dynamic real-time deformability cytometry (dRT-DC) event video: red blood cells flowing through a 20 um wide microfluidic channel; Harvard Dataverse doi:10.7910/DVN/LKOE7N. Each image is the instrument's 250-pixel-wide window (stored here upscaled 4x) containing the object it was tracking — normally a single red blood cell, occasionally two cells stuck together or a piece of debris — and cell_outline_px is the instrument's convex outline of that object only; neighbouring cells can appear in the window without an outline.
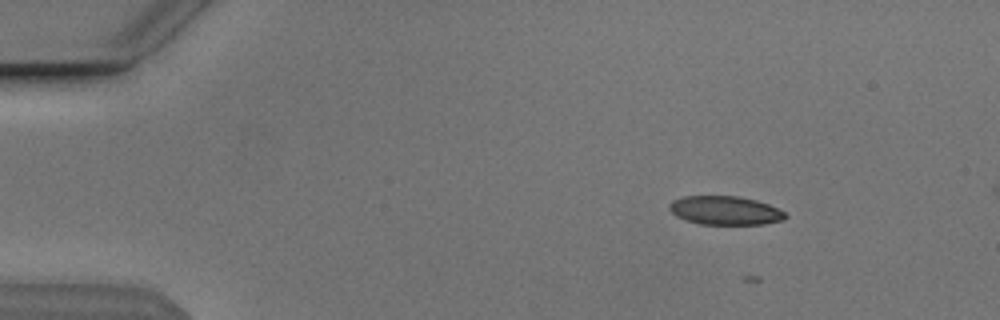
{"species": "Egyptian fruit bat (a non-hibernating species)", "species_latin": "Rousettus aegyptiacus", "temperature_condition": "cold", "stored_images_in_passage": 14, "camera_frame_rate_fps": 3000, "um_per_image_px": 0.085, "animal": {"sex": "male"}, "frame": {"image": 1, "passage_image": 7, "time_ms": 2.0, "image_size_px": [1000, 320], "cell_outline_px": [[788, 216], [784, 220], [764, 224], [700, 224], [676, 216], [668, 208], [668, 204], [672, 200], [684, 196], [740, 196], [756, 200], [768, 204], [784, 212]], "centroid_in_image_um": [61.63, 17.88], "position_along_channel_um": 23.4, "area_um2": 19.42}}